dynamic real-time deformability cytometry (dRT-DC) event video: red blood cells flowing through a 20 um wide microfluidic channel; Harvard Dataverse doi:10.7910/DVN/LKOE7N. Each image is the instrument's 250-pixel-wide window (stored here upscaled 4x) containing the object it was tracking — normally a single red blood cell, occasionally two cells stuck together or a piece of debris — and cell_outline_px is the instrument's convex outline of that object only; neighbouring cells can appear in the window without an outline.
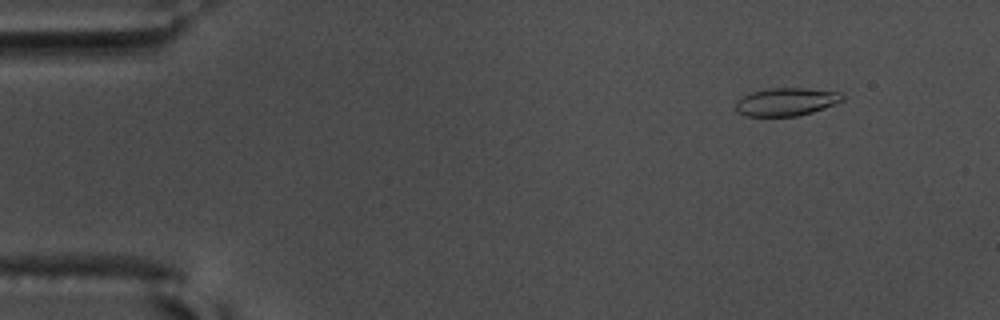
{"species": "common noctule bat (a hibernating species)", "species_latin": "Nyctalus noctula", "temperature_condition": "warm", "stored_images_in_passage": 53, "camera_frame_rate_fps": 3000, "um_per_image_px": 0.085, "animal": {"sex": "male", "body_mass_g": 17.5, "forearm_length_mm": 52.3}, "frame": {"image": 1, "passage_image": 2, "time_ms": 0.333, "image_size_px": [1000, 320], "cell_outline_px": [[844, 100], [836, 104], [812, 112], [796, 116], [744, 116], [736, 112], [736, 100], [740, 96], [752, 92], [768, 88], [808, 88], [840, 92], [844, 96]], "centroid_in_image_um": [66.81, 8.65], "position_along_channel_um": 18.2, "area_um2": 17.63}}
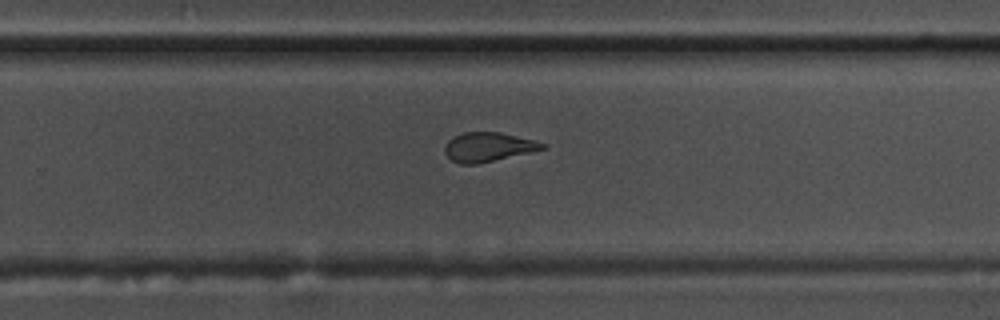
{"frame": {"image": 2, "passage_image": 33, "time_ms": 10.667, "image_size_px": [1000, 320], "cell_outline_px": [[548, 148], [476, 164], [460, 164], [452, 160], [444, 152], [444, 148], [448, 140], [452, 136], [464, 132], [500, 132], [548, 144]], "centroid_in_image_um": [41.48, 12.49], "position_along_channel_um": 288.3, "area_um2": 16.53}}
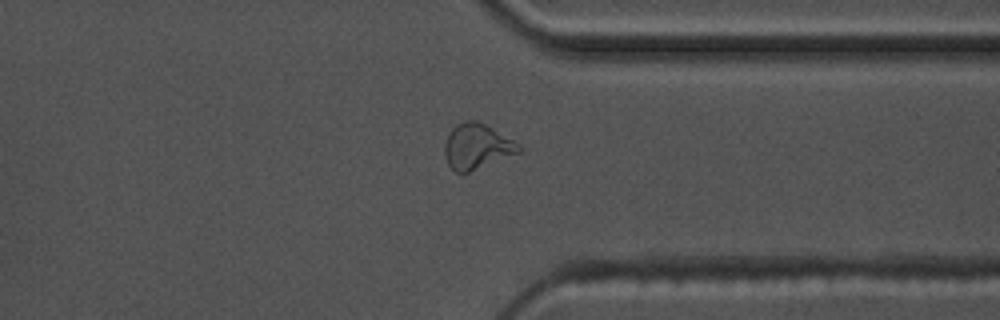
{"frame": {"image": 3, "passage_image": 40, "time_ms": 13.0, "image_size_px": [1000, 320], "cell_outline_px": [[524, 148], [520, 152], [468, 172], [456, 172], [448, 164], [444, 152], [444, 144], [452, 128], [456, 124], [464, 120], [476, 120], [492, 128], [520, 144]], "centroid_in_image_um": [40.54, 12.43], "position_along_channel_um": 370.9, "area_um2": 19.36}, "authors_computed_cell_mechanics": {"area_um2": 17.5712, "velocity_mm_per_s": 3.5909, "shape_relaxation_time_tau1_ms": null, "shape_relaxation_time_tau2_ms": 1.757, "deformation_change_tau1": null, "deformation_change_tau2": 0.1028}}